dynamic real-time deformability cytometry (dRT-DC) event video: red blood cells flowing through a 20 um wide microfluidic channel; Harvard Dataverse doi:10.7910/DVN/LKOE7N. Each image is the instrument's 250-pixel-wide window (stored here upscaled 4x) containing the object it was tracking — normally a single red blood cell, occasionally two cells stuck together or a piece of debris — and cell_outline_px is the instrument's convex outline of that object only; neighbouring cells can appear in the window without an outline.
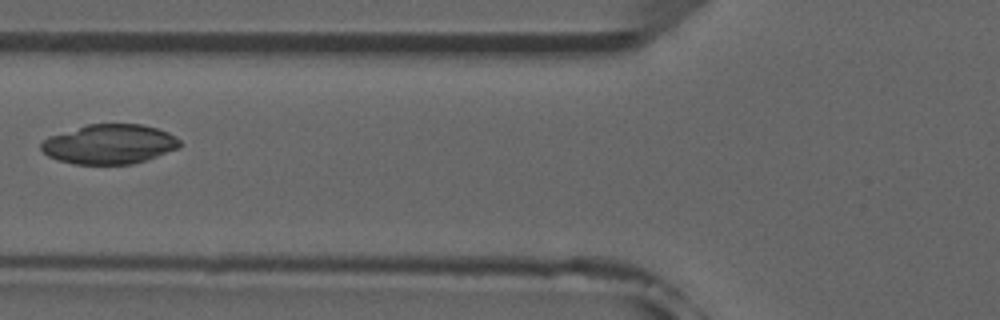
{"species": "common noctule bat (a hibernating species)", "species_latin": "Nyctalus noctula", "temperature_condition": "room temperature", "stored_images_in_passage": 5, "camera_frame_rate_fps": 3000, "um_per_image_px": 0.085, "animal": {"sex": "male", "forearm_length_mm": 52.5}, "frame": {"image": 1, "passage_image": 4, "time_ms": 3.667, "image_size_px": [1000, 320], "cell_outline_px": [[180, 148], [132, 164], [76, 164], [60, 160], [48, 156], [40, 148], [40, 144], [48, 136], [88, 124], [140, 124], [156, 128], [168, 132], [176, 136], [180, 140]], "centroid_in_image_um": [9.3, 12.25], "position_along_channel_um": 116.5, "area_um2": 31.85}}
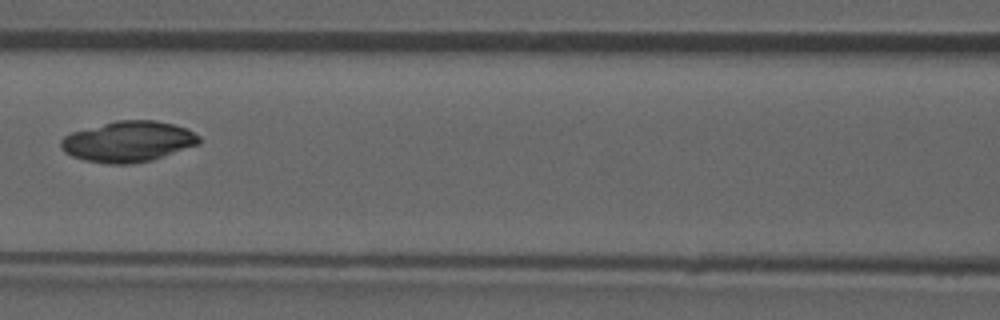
{"frame": {"image": 2, "passage_image": 5, "time_ms": 4.667, "image_size_px": [1000, 320], "cell_outline_px": [[200, 144], [152, 160], [132, 164], [108, 164], [84, 160], [72, 156], [64, 152], [60, 144], [60, 140], [64, 136], [72, 132], [116, 120], [156, 120], [172, 124], [184, 128], [200, 136]], "centroid_in_image_um": [10.89, 12.04], "position_along_channel_um": 155.7, "area_um2": 32.77}}